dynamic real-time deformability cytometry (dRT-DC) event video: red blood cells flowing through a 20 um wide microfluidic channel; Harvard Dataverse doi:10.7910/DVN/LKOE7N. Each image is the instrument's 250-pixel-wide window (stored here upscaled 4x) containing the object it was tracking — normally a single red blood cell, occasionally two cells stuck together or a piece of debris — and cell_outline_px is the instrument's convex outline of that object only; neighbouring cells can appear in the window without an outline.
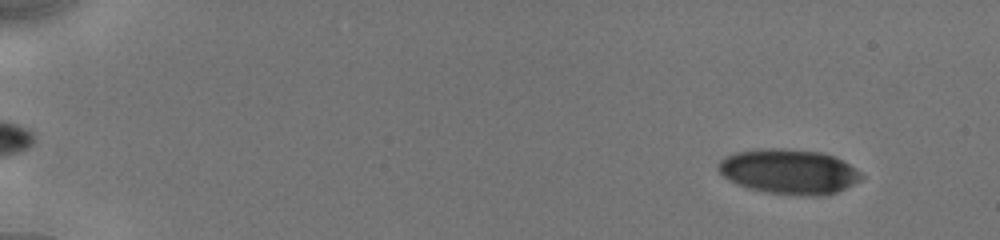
{"species": "human", "species_latin": "Homo sapiens", "temperature_condition": "cold", "stored_images_in_passage": 103, "camera_frame_rate_fps": 3000, "um_per_image_px": 0.085, "donor": {"sex": "male"}, "frame": {"image": 1, "passage_image": 11, "time_ms": 1.667, "image_size_px": [1000, 240], "cell_outline_px": [[864, 176], [860, 180], [836, 192], [824, 196], [796, 196], [764, 192], [748, 188], [736, 184], [728, 180], [716, 168], [720, 160], [724, 156], [736, 152], [764, 148], [784, 148], [820, 152], [832, 156], [848, 164], [860, 172]], "centroid_in_image_um": [67.01, 14.6], "position_along_channel_um": 18.0, "area_um2": 37.57}}
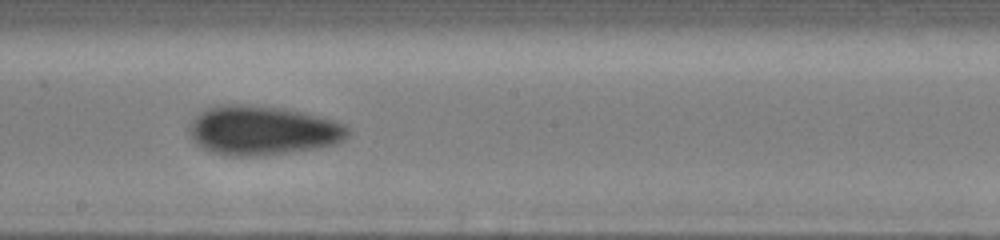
{"frame": {"image": 2, "passage_image": 71, "time_ms": 10.667, "image_size_px": [1000, 240], "cell_outline_px": [[348, 136], [344, 140], [336, 144], [316, 148], [288, 152], [256, 156], [228, 156], [212, 152], [200, 148], [192, 140], [188, 132], [188, 124], [204, 108], [216, 104], [244, 104], [284, 108], [304, 112], [336, 120], [344, 124], [348, 128]], "centroid_in_image_um": [22.27, 11.07], "position_along_channel_um": 225.9, "area_um2": 46.18}}
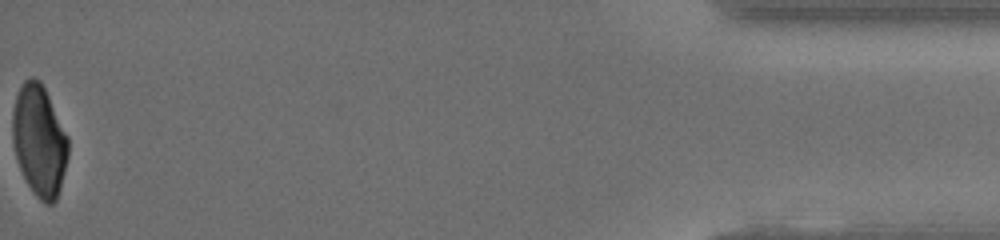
{"frame": {"image": 3, "passage_image": 103, "time_ms": 18.0, "image_size_px": [1000, 240], "cell_outline_px": [[68, 156], [60, 188], [56, 200], [52, 204], [44, 204], [32, 192], [16, 160], [12, 144], [12, 112], [16, 96], [24, 80], [32, 76], [40, 80], [68, 136]], "centroid_in_image_um": [3.32, 11.96], "position_along_channel_um": 431.9, "area_um2": 36.13}, "authors_computed_cell_mechanics": {"area_um2": 41.0958, "velocity_mm_per_s": 3.912, "shape_relaxation_time_tau1_ms": 3.5165, "shape_relaxation_time_tau2_ms": 2.9982, "deformation_change_tau1": 0.1164, "deformation_change_tau2": 0.0867}}